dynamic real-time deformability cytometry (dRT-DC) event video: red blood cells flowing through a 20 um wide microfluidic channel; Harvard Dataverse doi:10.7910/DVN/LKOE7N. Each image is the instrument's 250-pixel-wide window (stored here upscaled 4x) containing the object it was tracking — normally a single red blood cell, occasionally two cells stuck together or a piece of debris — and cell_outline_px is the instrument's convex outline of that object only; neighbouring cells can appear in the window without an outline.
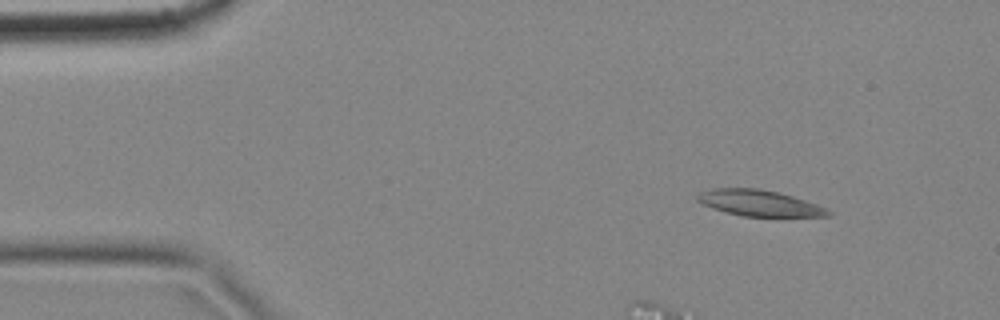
{"species": "common noctule bat (a hibernating species)", "species_latin": "Nyctalus noctula", "temperature_condition": "cold", "stored_images_in_passage": 8, "camera_frame_rate_fps": 3000, "um_per_image_px": 0.085, "animal": {"sex": "female", "body_mass_g": 18.4}, "frame": {"image": 1, "passage_image": 2, "time_ms": 0.333, "image_size_px": [1000, 320], "cell_outline_px": [[832, 216], [744, 216], [724, 212], [712, 208], [696, 200], [696, 196], [700, 192], [712, 188], [760, 188], [792, 196], [816, 204], [832, 212]], "centroid_in_image_um": [64.5, 17.25], "position_along_channel_um": 20.5, "area_um2": 19.65}}